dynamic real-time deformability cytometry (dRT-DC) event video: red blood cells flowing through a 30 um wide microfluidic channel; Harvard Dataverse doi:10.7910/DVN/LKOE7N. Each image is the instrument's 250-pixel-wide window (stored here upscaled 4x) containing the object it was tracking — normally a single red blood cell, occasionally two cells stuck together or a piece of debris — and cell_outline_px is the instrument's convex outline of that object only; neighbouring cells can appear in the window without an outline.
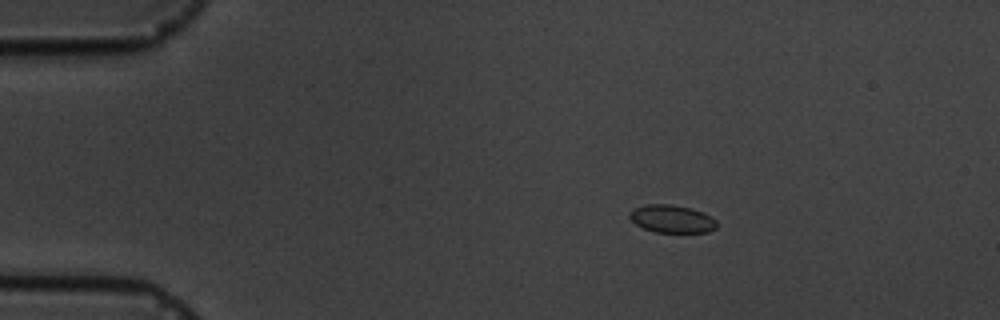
{"species": "common noctule bat (a hibernating species)", "species_latin": "Nyctalus noctula", "temperature_condition": "cold", "stored_images_in_passage": 3, "camera_frame_rate_fps": 3000, "um_per_image_px": 0.085, "animal": {"sex": "male", "body_mass_g": 19.5, "forearm_length_mm": 54.6}, "frame": {"image": 1, "passage_image": 1, "time_ms": 0.0, "image_size_px": [1000, 320], "cell_outline_px": [[716, 228], [708, 232], [656, 232], [644, 228], [636, 224], [628, 216], [632, 208], [644, 204], [672, 204], [692, 208], [704, 212], [712, 216], [716, 220]], "centroid_in_image_um": [57.11, 18.58], "position_along_channel_um": 27.9, "area_um2": 14.28}}